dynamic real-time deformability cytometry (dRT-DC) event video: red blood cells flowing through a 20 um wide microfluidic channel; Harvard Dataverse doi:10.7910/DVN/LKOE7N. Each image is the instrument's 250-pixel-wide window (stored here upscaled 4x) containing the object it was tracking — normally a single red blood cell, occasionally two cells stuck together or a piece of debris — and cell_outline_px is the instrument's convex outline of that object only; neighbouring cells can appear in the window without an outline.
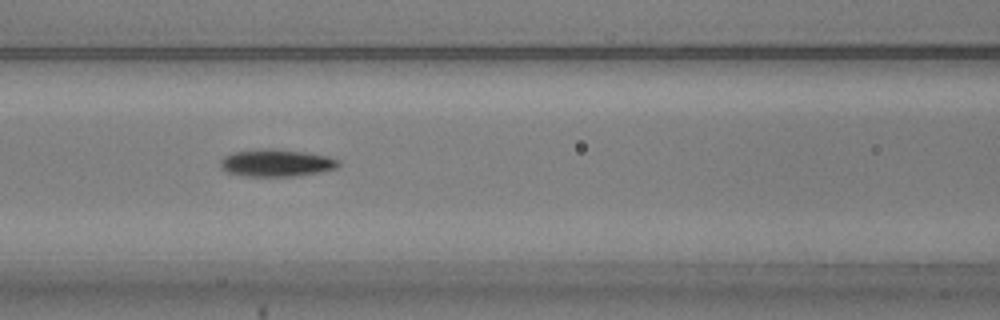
{"species": "common noctule bat (a hibernating species)", "species_latin": "Nyctalus noctula", "temperature_condition": "warm", "stored_images_in_passage": 54, "camera_frame_rate_fps": 3000, "um_per_image_px": 0.085, "animal": {"sex": "male", "body_mass_g": 20.5, "forearm_length_mm": 52.5}, "frame": {"image": 1, "passage_image": 23, "time_ms": 7.333, "image_size_px": [1000, 320], "cell_outline_px": [[340, 164], [336, 168], [320, 172], [296, 176], [244, 176], [224, 172], [220, 168], [220, 160], [224, 156], [232, 152], [264, 148], [276, 148], [304, 152], [328, 156], [340, 160]], "centroid_in_image_um": [23.46, 13.84], "position_along_channel_um": 143.1, "area_um2": 19.07}}
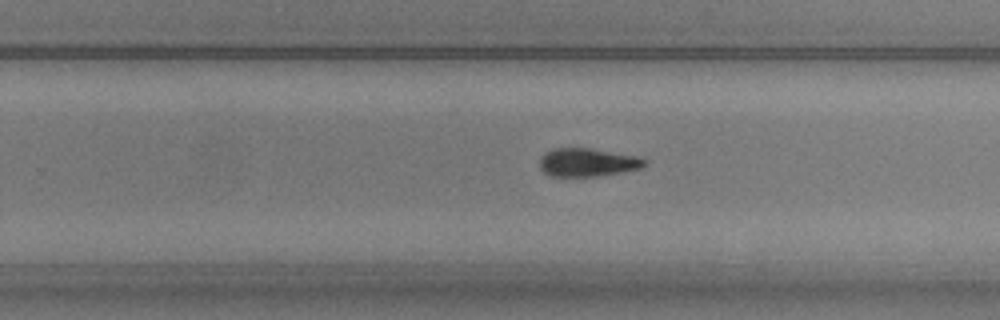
{"frame": {"image": 2, "passage_image": 34, "time_ms": 11.0, "image_size_px": [1000, 320], "cell_outline_px": [[648, 164], [640, 168], [624, 172], [596, 176], [552, 176], [544, 172], [540, 168], [540, 156], [544, 152], [552, 148], [588, 148], [636, 156], [648, 160]], "centroid_in_image_um": [49.93, 13.8], "position_along_channel_um": 279.9, "area_um2": 17.34}}
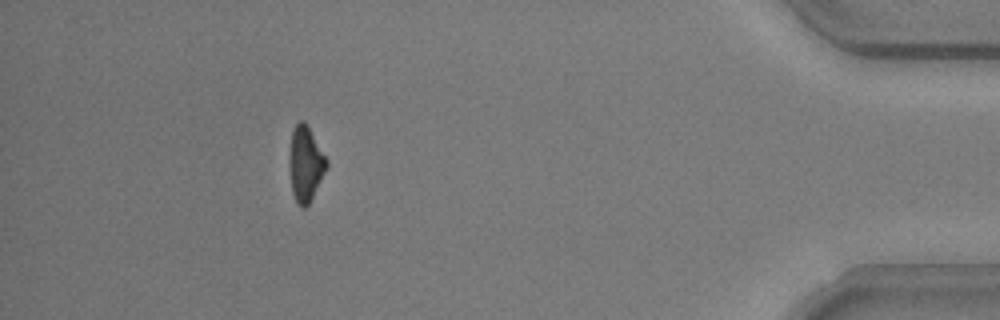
{"frame": {"image": 3, "passage_image": 49, "time_ms": 16.0, "image_size_px": [1000, 320], "cell_outline_px": [[328, 168], [308, 204], [304, 208], [300, 208], [296, 204], [292, 192], [288, 164], [288, 156], [292, 128], [300, 120], [304, 120], [328, 160]], "centroid_in_image_um": [25.94, 13.93], "position_along_channel_um": 409.3, "area_um2": 16.65}, "authors_computed_cell_mechanics": {"area_um2": 17.2244, "velocity_mm_per_s": 3.744, "shape_relaxation_time_tau1_ms": 3.0127, "shape_relaxation_time_tau2_ms": null, "deformation_change_tau1": 0.1291, "deformation_change_tau2": null}}